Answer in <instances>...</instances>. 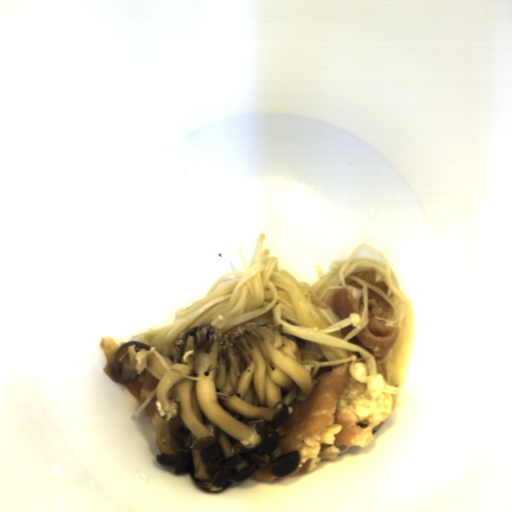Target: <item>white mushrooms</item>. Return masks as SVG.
<instances>
[{"mask_svg":"<svg viewBox=\"0 0 512 512\" xmlns=\"http://www.w3.org/2000/svg\"><path fill=\"white\" fill-rule=\"evenodd\" d=\"M284 326L255 321L230 334L194 326L174 342L173 355L160 356L169 370L146 343L117 348L119 383L144 371L159 380L152 423L159 465L217 494L260 466L277 477L298 468L300 450L283 453L278 431L294 413L290 403L307 399L318 381L301 358L311 341L287 335Z\"/></svg>","mask_w":512,"mask_h":512,"instance_id":"1e6be865","label":"white mushrooms"}]
</instances>
